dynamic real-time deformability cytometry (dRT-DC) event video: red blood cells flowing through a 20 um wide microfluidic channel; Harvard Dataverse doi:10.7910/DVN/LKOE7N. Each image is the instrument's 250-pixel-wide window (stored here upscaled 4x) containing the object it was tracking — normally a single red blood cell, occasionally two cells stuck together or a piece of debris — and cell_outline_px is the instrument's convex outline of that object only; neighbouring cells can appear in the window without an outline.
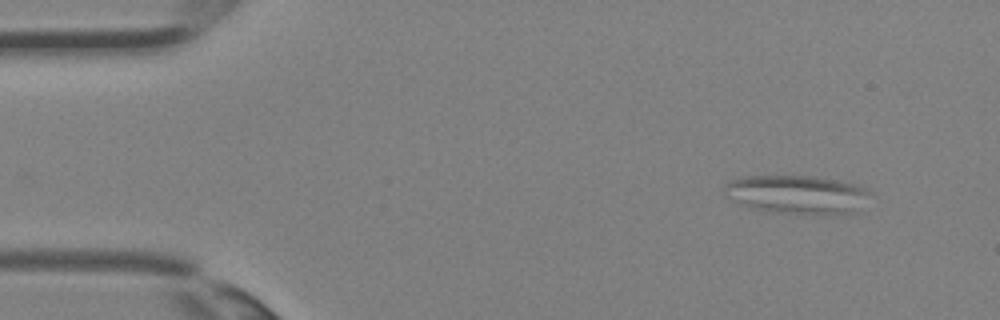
{"species": "Egyptian fruit bat (a non-hibernating species)", "species_latin": "Rousettus aegyptiacus", "temperature_condition": "room temperature", "stored_images_in_passage": 27, "camera_frame_rate_fps": 3000, "um_per_image_px": 0.085, "animal": {"sex": "female"}, "frame": {"image": 1, "passage_image": 1, "time_ms": 0.0, "image_size_px": [1000, 320], "cell_outline_px": [[868, 192], [852, 212], [768, 212], [740, 204], [724, 196], [724, 184], [728, 180], [740, 176], [812, 176], [844, 180], [868, 188]], "centroid_in_image_um": [67.58, 16.46], "position_along_channel_um": 17.4, "area_um2": 31.91}}
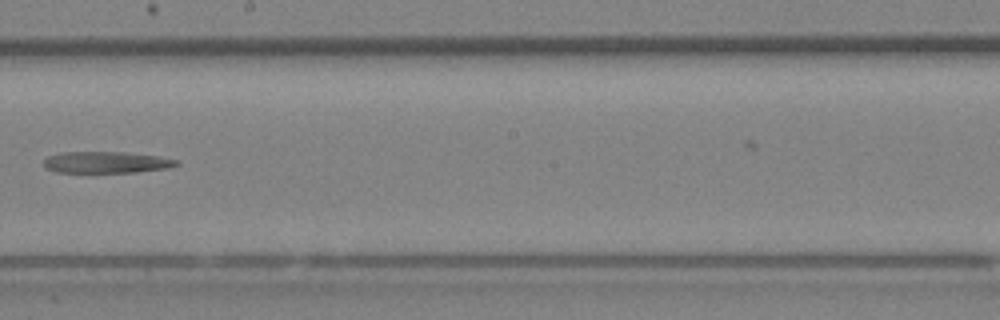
{"frame": {"image": 2, "passage_image": 18, "time_ms": 5.667, "image_size_px": [1000, 320], "cell_outline_px": [[180, 164], [168, 168], [136, 172], [56, 172], [44, 168], [44, 160], [48, 156], [60, 152], [124, 152], [156, 156], [180, 160]], "centroid_in_image_um": [9.03, 13.79], "position_along_channel_um": 239.2, "area_um2": 16.65}}
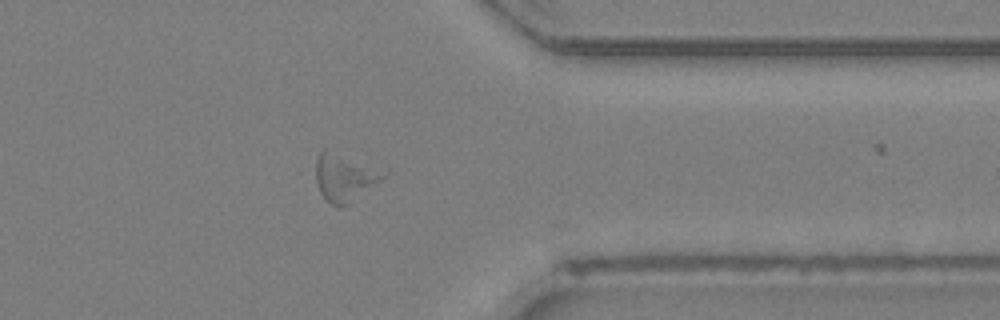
{"frame": {"image": 3, "passage_image": 26, "time_ms": 8.333, "image_size_px": [1000, 320], "cell_outline_px": [[388, 172], [380, 180], [348, 204], [332, 204], [320, 192], [316, 184], [316, 160], [320, 152], [324, 148], [328, 148]], "centroid_in_image_um": [29.25, 15.01], "position_along_channel_um": 382.1, "area_um2": 18.26}}